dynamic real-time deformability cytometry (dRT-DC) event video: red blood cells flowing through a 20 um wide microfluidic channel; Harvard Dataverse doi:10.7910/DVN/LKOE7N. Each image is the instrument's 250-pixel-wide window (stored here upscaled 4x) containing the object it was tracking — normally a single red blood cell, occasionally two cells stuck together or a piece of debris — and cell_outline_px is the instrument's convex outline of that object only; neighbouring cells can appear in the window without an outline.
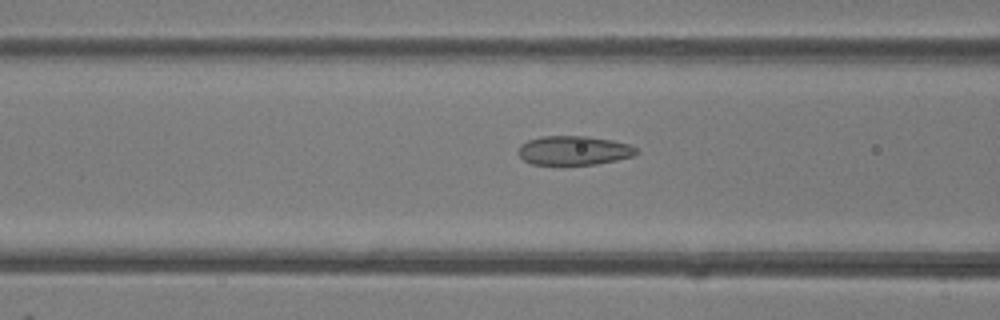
{"species": "common noctule bat (a hibernating species)", "species_latin": "Nyctalus noctula", "temperature_condition": "room temperature", "stored_images_in_passage": 42, "camera_frame_rate_fps": 3000, "um_per_image_px": 0.085, "animal": {"sex": "female"}, "frame": {"image": 1, "passage_image": 13, "time_ms": 4.0, "image_size_px": [1000, 320], "cell_outline_px": [[640, 152], [636, 156], [596, 164], [532, 164], [524, 160], [520, 156], [520, 144], [528, 140], [540, 136], [588, 136], [612, 140], [628, 144], [636, 148]], "centroid_in_image_um": [48.82, 12.78], "position_along_channel_um": 117.8, "area_um2": 20.0}}
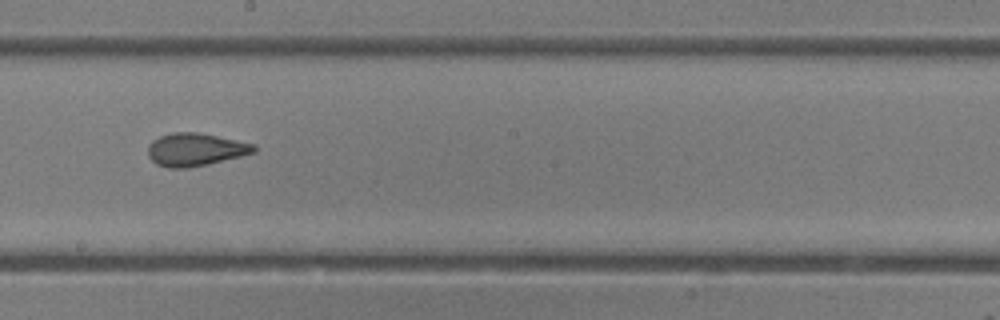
{"frame": {"image": 2, "passage_image": 21, "time_ms": 6.667, "image_size_px": [1000, 320], "cell_outline_px": [[256, 152], [208, 164], [188, 168], [168, 168], [156, 164], [148, 156], [148, 144], [152, 140], [160, 136], [172, 132], [196, 132], [256, 144]], "centroid_in_image_um": [16.58, 12.71], "position_along_channel_um": 231.6, "area_um2": 20.29}}
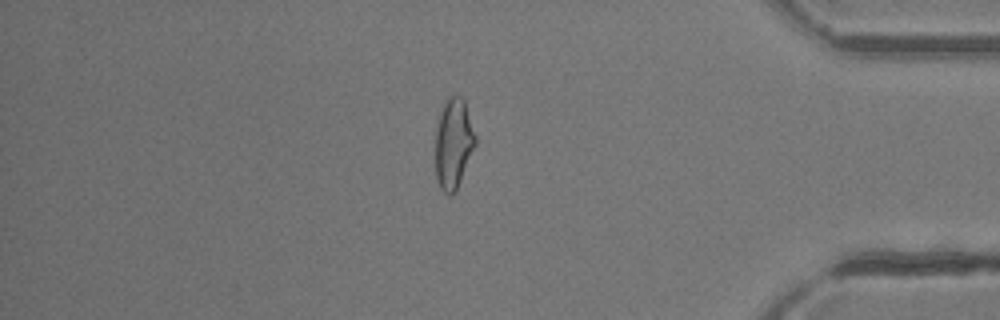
{"frame": {"image": 3, "passage_image": 35, "time_ms": 11.333, "image_size_px": [1000, 320], "cell_outline_px": [[476, 144], [456, 192], [452, 196], [448, 196], [440, 188], [436, 180], [436, 128], [440, 108], [448, 96], [460, 96], [464, 100], [476, 136]], "centroid_in_image_um": [38.53, 12.22], "position_along_channel_um": 396.7, "area_um2": 21.27}, "authors_computed_cell_mechanics": {"area_um2": 20.6057, "velocity_mm_per_s": 4.263, "shape_relaxation_time_tau1_ms": null, "shape_relaxation_time_tau2_ms": 1.3476, "deformation_change_tau1": null, "deformation_change_tau2": 0.0929}}